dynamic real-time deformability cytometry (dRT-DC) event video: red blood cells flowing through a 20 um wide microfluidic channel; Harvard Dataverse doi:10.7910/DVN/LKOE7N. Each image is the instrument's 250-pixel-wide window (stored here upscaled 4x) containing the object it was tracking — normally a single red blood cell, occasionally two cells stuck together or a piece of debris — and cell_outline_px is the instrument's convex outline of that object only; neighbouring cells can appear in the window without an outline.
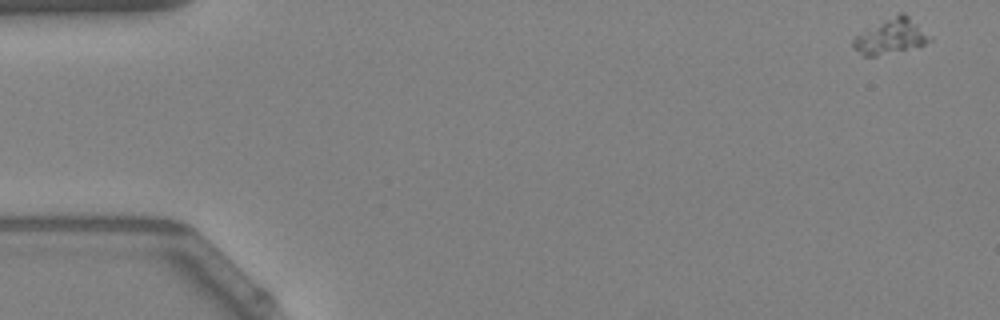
{"species": "Egyptian fruit bat (a non-hibernating species)", "species_latin": "Rousettus aegyptiacus", "temperature_condition": "warm", "stored_images_in_passage": 52, "camera_frame_rate_fps": 3000, "um_per_image_px": 0.085, "animal": {"sex": "female"}, "frame": {"image": 1, "passage_image": 1, "time_ms": 0.0, "image_size_px": [1000, 320], "cell_outline_px": [[932, 40], [924, 44], [876, 56], [864, 56], [852, 48], [852, 40], [856, 36], [900, 12], [904, 12]], "centroid_in_image_um": [75.67, 3.12], "position_along_channel_um": 9.3, "area_um2": 14.8}}
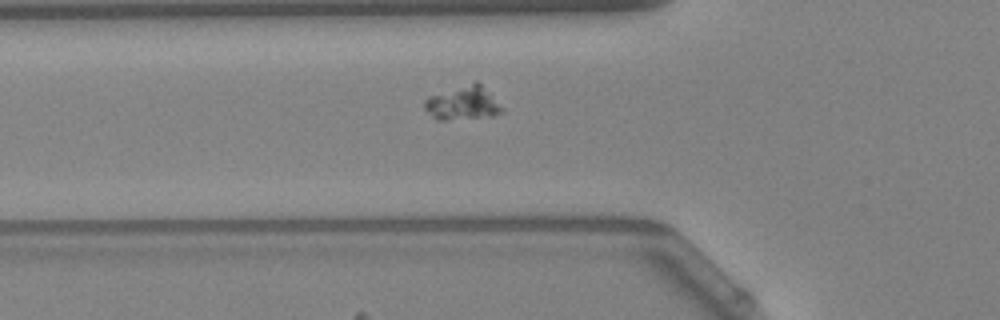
{"frame": {"image": 2, "passage_image": 18, "time_ms": 5.667, "image_size_px": [1000, 320], "cell_outline_px": [[504, 112], [492, 116], [448, 120], [436, 120], [424, 108], [424, 100], [428, 96], [476, 80], [504, 108]], "centroid_in_image_um": [39.33, 8.76], "position_along_channel_um": 86.5, "area_um2": 15.32}}
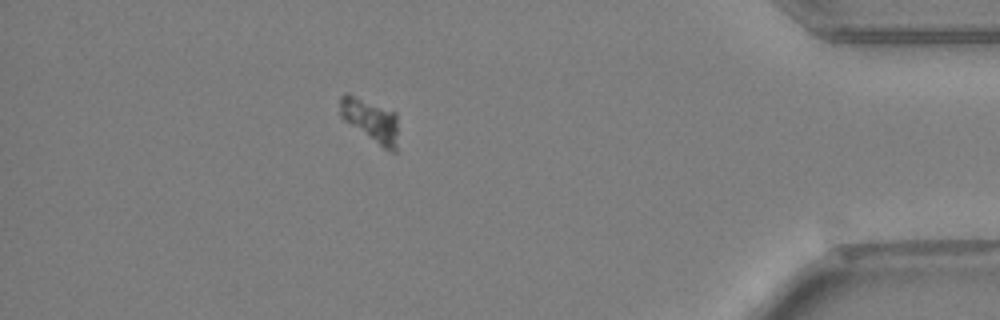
{"frame": {"image": 3, "passage_image": 46, "time_ms": 15.0, "image_size_px": [1000, 320], "cell_outline_px": [[396, 152], [392, 152], [384, 148], [344, 120], [340, 116], [340, 96], [348, 92], [396, 112]], "centroid_in_image_um": [31.47, 10.18], "position_along_channel_um": 403.7, "area_um2": 14.39}}